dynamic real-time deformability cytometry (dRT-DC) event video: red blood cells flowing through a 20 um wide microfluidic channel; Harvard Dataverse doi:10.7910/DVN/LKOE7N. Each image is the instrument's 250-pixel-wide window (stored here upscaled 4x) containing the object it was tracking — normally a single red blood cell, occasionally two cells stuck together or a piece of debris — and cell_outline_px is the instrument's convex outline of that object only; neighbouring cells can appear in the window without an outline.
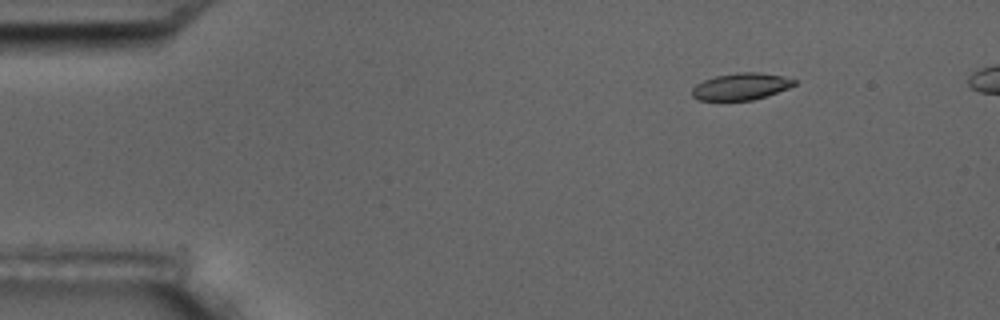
{"species": "common noctule bat (a hibernating species)", "species_latin": "Nyctalus noctula", "temperature_condition": "room temperature", "stored_images_in_passage": 6, "camera_frame_rate_fps": 3000, "um_per_image_px": 0.085, "animal": {"sex": "male", "body_mass_g": 17.5, "forearm_length_mm": 52.3}, "frame": {"image": 1, "passage_image": 3, "time_ms": 2.333, "image_size_px": [1000, 320], "cell_outline_px": [[796, 84], [788, 88], [752, 100], [700, 100], [692, 96], [692, 88], [696, 84], [704, 80], [716, 76], [736, 72], [760, 72], [784, 76], [796, 80]], "centroid_in_image_um": [62.98, 7.33], "position_along_channel_um": 22.0, "area_um2": 15.9}}